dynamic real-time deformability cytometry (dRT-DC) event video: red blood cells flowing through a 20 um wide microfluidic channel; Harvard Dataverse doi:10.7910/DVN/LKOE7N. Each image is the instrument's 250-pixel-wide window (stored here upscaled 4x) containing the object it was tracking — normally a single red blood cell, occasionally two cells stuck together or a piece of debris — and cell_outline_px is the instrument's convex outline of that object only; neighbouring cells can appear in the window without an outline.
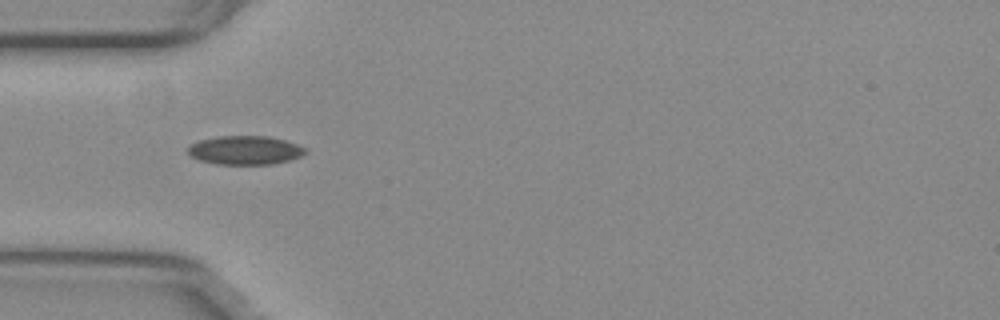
{"species": "common noctule bat (a hibernating species)", "species_latin": "Nyctalus noctula", "temperature_condition": "warm", "stored_images_in_passage": 40, "camera_frame_rate_fps": 3000, "um_per_image_px": 0.085, "animal": {"sex": "female", "body_mass_g": 29.2, "forearm_length_mm": 56.3}, "frame": {"image": 1, "passage_image": 4, "time_ms": 1.0, "image_size_px": [1000, 320], "cell_outline_px": [[308, 152], [300, 156], [288, 160], [272, 164], [216, 164], [200, 160], [192, 156], [188, 152], [188, 148], [192, 144], [200, 140], [220, 136], [268, 136], [284, 140], [308, 148]], "centroid_in_image_um": [20.86, 12.76], "position_along_channel_um": 64.1, "area_um2": 19.54}}
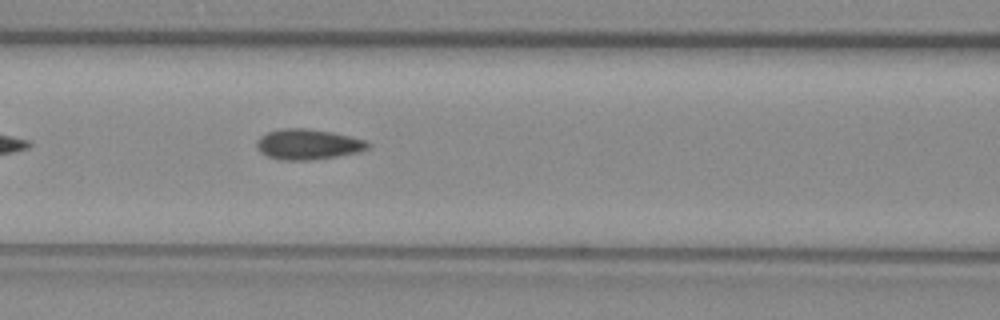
{"frame": {"image": 2, "passage_image": 10, "time_ms": 3.0, "image_size_px": [1000, 320], "cell_outline_px": [[372, 144], [368, 148], [356, 152], [336, 156], [312, 160], [280, 160], [268, 156], [260, 152], [256, 148], [256, 144], [260, 136], [268, 132], [280, 128], [308, 128], [332, 132], [364, 140]], "centroid_in_image_um": [26.14, 12.26], "position_along_channel_um": 140.5, "area_um2": 19.65}}
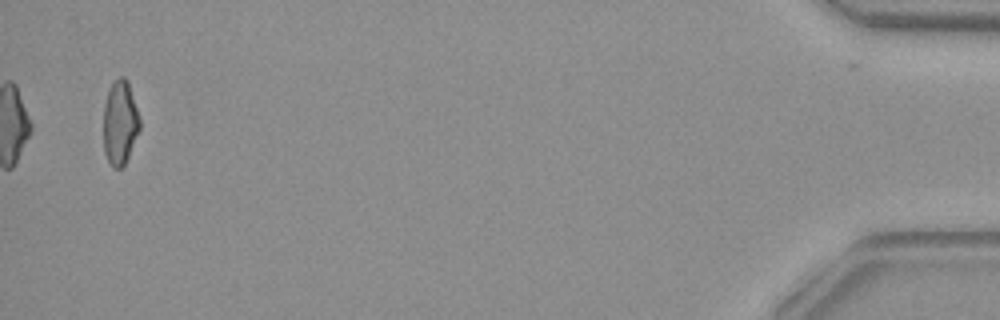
{"frame": {"image": 3, "passage_image": 40, "time_ms": 13.0, "image_size_px": [1000, 320], "cell_outline_px": [[140, 128], [128, 156], [124, 164], [120, 168], [112, 168], [104, 152], [104, 104], [108, 92], [112, 84], [120, 76], [124, 76], [128, 80], [140, 116]], "centroid_in_image_um": [10.21, 10.41], "position_along_channel_um": 425.0, "area_um2": 17.74}, "authors_computed_cell_mechanics": {"area_um2": 18.8717, "velocity_mm_per_s": 3.8032, "shape_relaxation_time_tau1_ms": null, "shape_relaxation_time_tau2_ms": 2.0914, "deformation_change_tau1": null, "deformation_change_tau2": 0.0643}}